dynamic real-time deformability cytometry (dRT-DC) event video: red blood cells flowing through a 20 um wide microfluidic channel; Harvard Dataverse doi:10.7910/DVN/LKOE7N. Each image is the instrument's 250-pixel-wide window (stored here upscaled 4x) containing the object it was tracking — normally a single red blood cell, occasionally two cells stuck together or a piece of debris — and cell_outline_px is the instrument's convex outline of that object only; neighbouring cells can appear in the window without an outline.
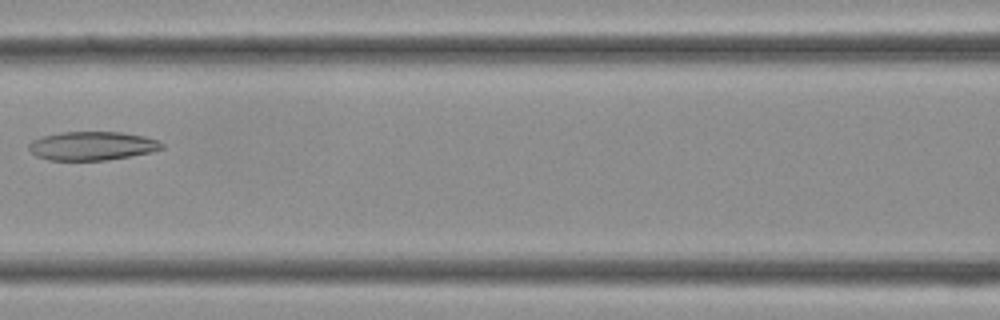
{"species": "Egyptian fruit bat (a non-hibernating species)", "species_latin": "Rousettus aegyptiacus", "temperature_condition": "cold", "stored_images_in_passage": 36, "camera_frame_rate_fps": 3000, "um_per_image_px": 0.085, "frame": {"image": 1, "passage_image": 16, "time_ms": 5.0, "image_size_px": [1000, 320], "cell_outline_px": [[164, 148], [152, 152], [108, 160], [48, 160], [36, 156], [28, 148], [28, 144], [32, 140], [44, 136], [60, 132], [120, 132], [144, 136], [160, 140], [164, 144]], "centroid_in_image_um": [7.86, 12.4], "position_along_channel_um": 158.7, "area_um2": 22.37}}
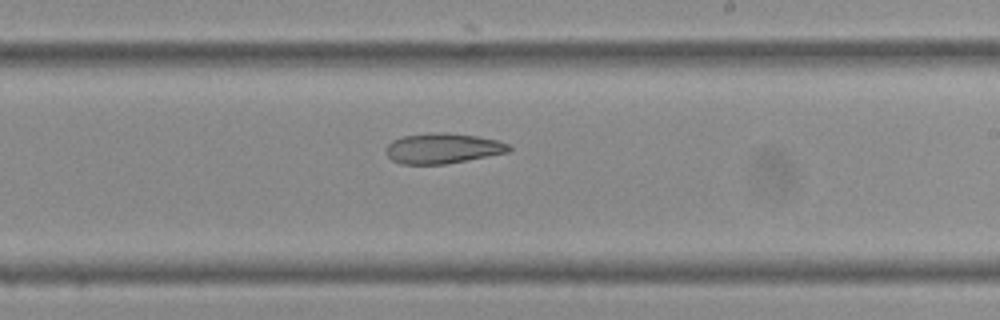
{"frame": {"image": 2, "passage_image": 21, "time_ms": 6.667, "image_size_px": [1000, 320], "cell_outline_px": [[512, 148], [508, 152], [444, 164], [400, 164], [392, 160], [384, 152], [388, 144], [392, 140], [400, 136], [428, 132], [448, 132], [476, 136], [500, 140], [508, 144]], "centroid_in_image_um": [37.59, 12.59], "position_along_channel_um": 251.4, "area_um2": 21.91}}
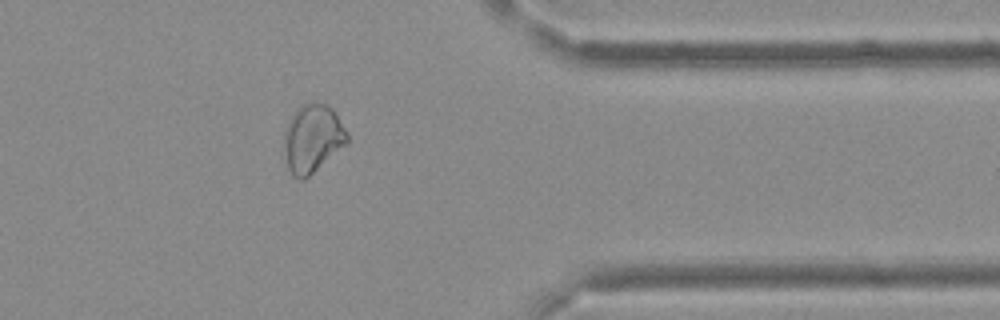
{"frame": {"image": 3, "passage_image": 29, "time_ms": 9.333, "image_size_px": [1000, 320], "cell_outline_px": [[348, 144], [304, 180], [296, 180], [292, 176], [288, 168], [284, 148], [284, 128], [288, 120], [304, 104], [316, 100], [332, 108], [344, 128], [348, 136]], "centroid_in_image_um": [26.56, 11.8], "position_along_channel_um": 384.8, "area_um2": 25.14}}